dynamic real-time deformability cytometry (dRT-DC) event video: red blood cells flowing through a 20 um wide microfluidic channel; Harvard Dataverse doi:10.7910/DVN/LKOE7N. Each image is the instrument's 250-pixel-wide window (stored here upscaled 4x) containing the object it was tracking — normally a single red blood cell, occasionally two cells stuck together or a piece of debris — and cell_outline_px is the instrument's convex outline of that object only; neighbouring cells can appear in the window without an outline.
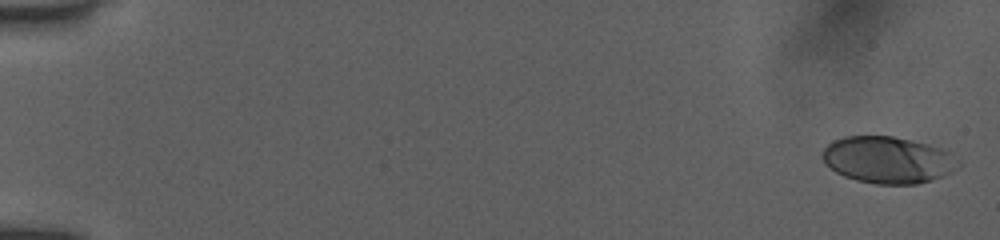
{"species": "human", "species_latin": "Homo sapiens", "temperature_condition": "room temperature", "stored_images_in_passage": 13, "camera_frame_rate_fps": 3000, "um_per_image_px": 0.085, "donor": {"sex": "female"}, "frame": {"image": 1, "passage_image": 1, "time_ms": 0.0, "image_size_px": [1000, 240], "cell_outline_px": [[960, 164], [948, 172], [940, 176], [916, 184], [876, 184], [856, 180], [844, 176], [836, 172], [824, 164], [824, 148], [832, 140], [844, 136], [892, 136], [928, 144], [940, 148], [948, 152]], "centroid_in_image_um": [75.4, 13.58], "position_along_channel_um": 9.6, "area_um2": 36.47}}
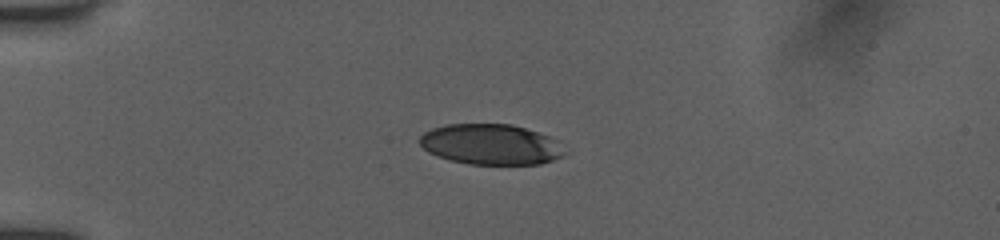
{"frame": {"image": 2, "passage_image": 10, "time_ms": 4.333, "image_size_px": [1000, 240], "cell_outline_px": [[568, 152], [564, 156], [540, 164], [468, 164], [448, 160], [428, 152], [420, 144], [420, 136], [424, 132], [432, 128], [444, 124], [512, 124], [548, 136], [556, 140]], "centroid_in_image_um": [41.72, 12.28], "position_along_channel_um": 43.3, "area_um2": 34.33}}
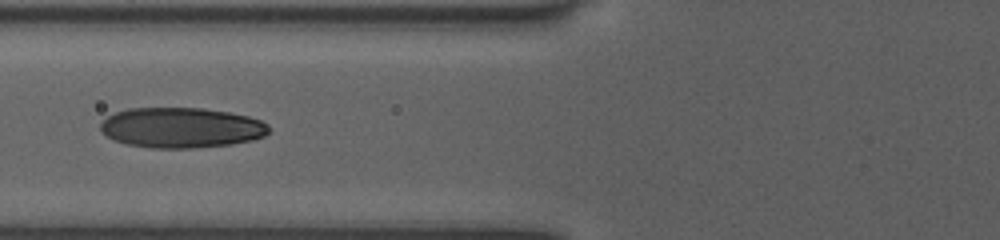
{"frame": {"image": 3, "passage_image": 13, "time_ms": 7.0, "image_size_px": [1000, 240], "cell_outline_px": [[268, 132], [264, 136], [252, 140], [232, 144], [192, 148], [152, 148], [128, 144], [112, 140], [100, 132], [100, 124], [108, 116], [116, 112], [128, 108], [204, 108], [228, 112], [248, 116], [260, 120], [268, 124]], "centroid_in_image_um": [15.38, 10.85], "position_along_channel_um": 110.4, "area_um2": 39.65}}